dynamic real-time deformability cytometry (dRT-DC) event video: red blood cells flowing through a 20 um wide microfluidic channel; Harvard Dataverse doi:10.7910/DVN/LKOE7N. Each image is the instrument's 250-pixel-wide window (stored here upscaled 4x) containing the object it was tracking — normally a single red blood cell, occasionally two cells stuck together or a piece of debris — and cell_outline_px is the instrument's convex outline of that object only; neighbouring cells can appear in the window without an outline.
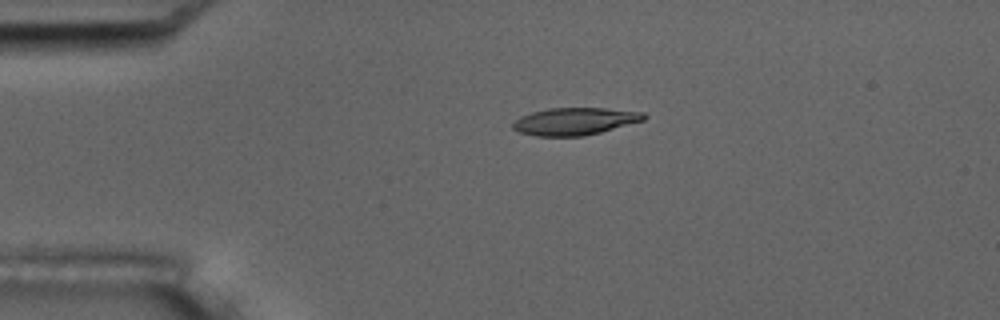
{"species": "common noctule bat (a hibernating species)", "species_latin": "Nyctalus noctula", "temperature_condition": "room temperature", "stored_images_in_passage": 43, "camera_frame_rate_fps": 3000, "um_per_image_px": 0.085, "animal": {"sex": "male", "body_mass_g": 17.5, "forearm_length_mm": 52.3}, "frame": {"image": 1, "passage_image": 1, "time_ms": 0.0, "image_size_px": [1000, 320], "cell_outline_px": [[648, 116], [644, 120], [600, 132], [584, 136], [536, 136], [520, 132], [512, 128], [512, 124], [520, 116], [532, 112], [548, 108], [604, 108], [644, 112]], "centroid_in_image_um": [48.86, 10.31], "position_along_channel_um": 36.1, "area_um2": 20.81}}
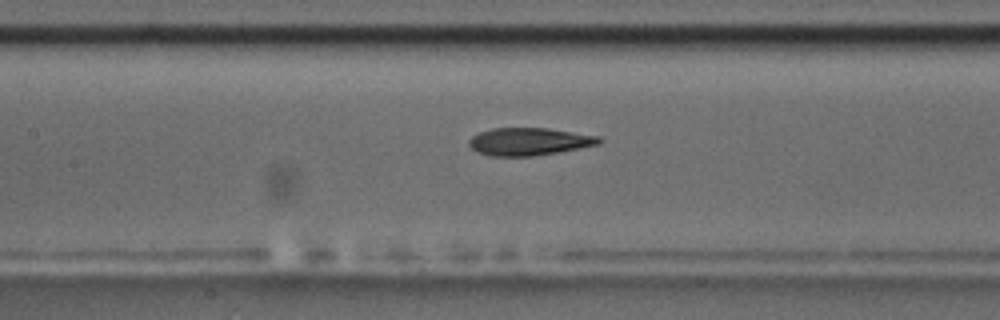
{"frame": {"image": 2, "passage_image": 14, "time_ms": 4.333, "image_size_px": [1000, 320], "cell_outline_px": [[604, 140], [600, 144], [560, 152], [532, 156], [488, 156], [476, 152], [468, 144], [468, 140], [472, 136], [480, 132], [492, 128], [548, 128], [600, 136]], "centroid_in_image_um": [44.99, 12.03], "position_along_channel_um": 162.4, "area_um2": 21.15}, "authors_computed_cell_mechanics": {"area_um2": 21.386, "velocity_mm_per_s": 3.755, "shape_relaxation_time_tau1_ms": 8.2102, "shape_relaxation_time_tau2_ms": 2.7746, "deformation_change_tau1": 0.2614, "deformation_change_tau2": 0.126}}